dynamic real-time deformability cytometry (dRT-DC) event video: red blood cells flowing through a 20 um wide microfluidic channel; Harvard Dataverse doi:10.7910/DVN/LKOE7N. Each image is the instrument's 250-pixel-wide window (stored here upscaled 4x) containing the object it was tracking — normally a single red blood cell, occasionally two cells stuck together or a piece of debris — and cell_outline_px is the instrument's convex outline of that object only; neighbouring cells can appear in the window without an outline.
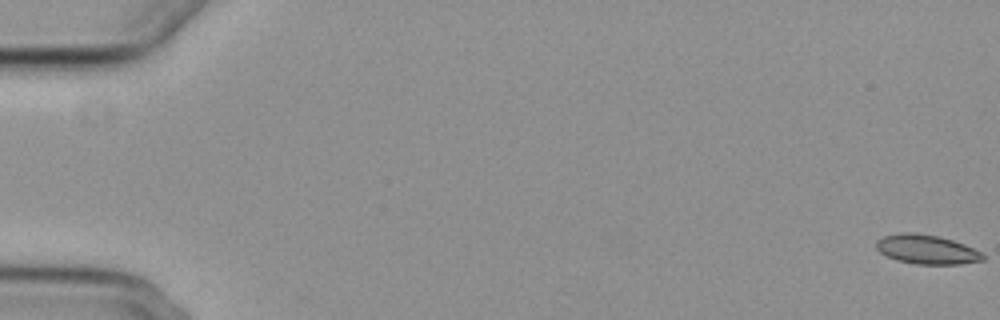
{"species": "common noctule bat (a hibernating species)", "species_latin": "Nyctalus noctula", "temperature_condition": "cold", "stored_images_in_passage": 7, "camera_frame_rate_fps": 3000, "um_per_image_px": 0.085, "animal": {"sex": "female", "body_mass_g": 29.2, "forearm_length_mm": 56.3}, "frame": {"image": 1, "passage_image": 1, "time_ms": 0.0, "image_size_px": [1000, 320], "cell_outline_px": [[984, 260], [960, 264], [916, 264], [896, 260], [880, 252], [876, 248], [876, 240], [884, 236], [900, 232], [912, 232], [936, 236], [952, 240], [964, 244], [984, 252]], "centroid_in_image_um": [78.78, 21.2], "position_along_channel_um": 6.2, "area_um2": 18.21}}
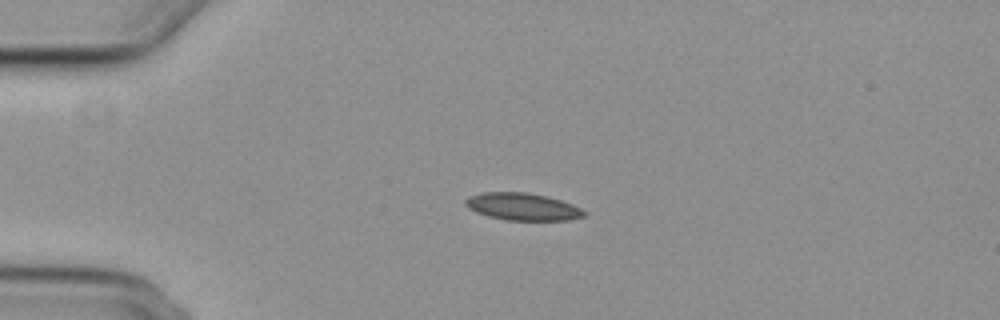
{"frame": {"image": 2, "passage_image": 5, "time_ms": 4.667, "image_size_px": [1000, 320], "cell_outline_px": [[588, 212], [584, 216], [568, 220], [504, 220], [488, 216], [476, 212], [468, 208], [464, 204], [464, 200], [468, 196], [484, 192], [528, 192], [548, 196], [572, 204]], "centroid_in_image_um": [44.4, 17.56], "position_along_channel_um": 40.6, "area_um2": 19.02}}
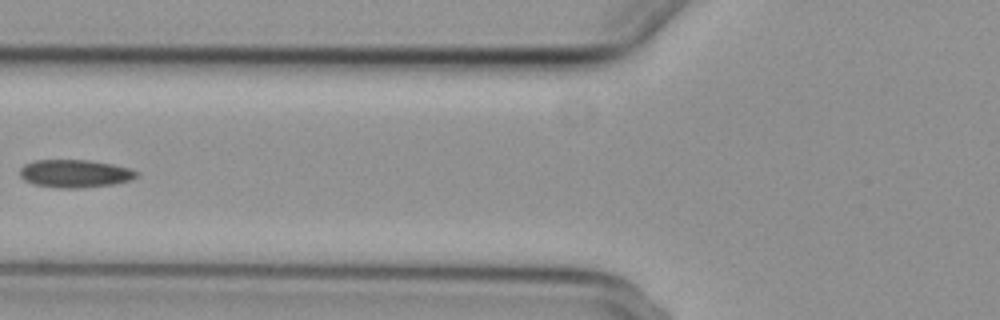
{"frame": {"image": 3, "passage_image": 7, "time_ms": 7.667, "image_size_px": [1000, 320], "cell_outline_px": [[140, 172], [132, 180], [112, 184], [84, 188], [60, 188], [32, 184], [24, 180], [20, 176], [20, 168], [24, 164], [36, 160], [88, 160], [112, 164], [128, 168]], "centroid_in_image_um": [6.35, 14.76], "position_along_channel_um": 119.4, "area_um2": 19.02}}